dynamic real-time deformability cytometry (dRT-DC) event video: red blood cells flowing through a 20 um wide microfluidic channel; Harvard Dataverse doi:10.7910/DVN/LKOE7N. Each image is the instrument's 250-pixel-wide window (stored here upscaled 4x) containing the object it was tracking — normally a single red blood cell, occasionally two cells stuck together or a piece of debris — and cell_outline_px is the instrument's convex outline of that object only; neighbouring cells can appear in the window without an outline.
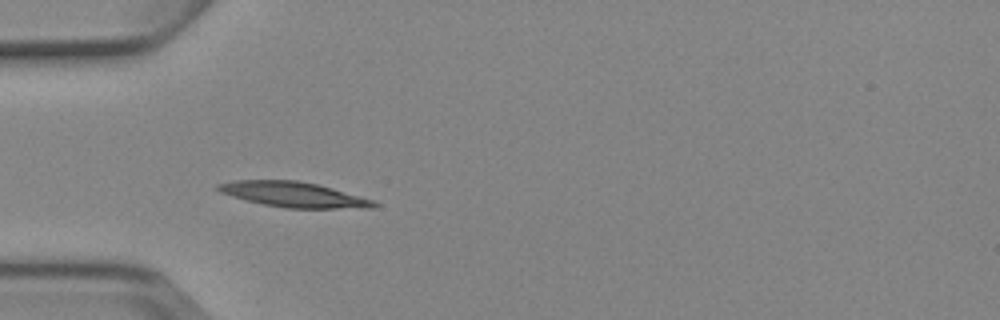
{"species": "Egyptian fruit bat (a non-hibernating species)", "species_latin": "Rousettus aegyptiacus", "temperature_condition": "cold", "stored_images_in_passage": 5, "camera_frame_rate_fps": 3000, "um_per_image_px": 0.085, "animal": {"sex": "female"}, "frame": {"image": 1, "passage_image": 4, "time_ms": 4.333, "image_size_px": [1000, 320], "cell_outline_px": [[380, 204], [376, 208], [284, 208], [244, 200], [220, 192], [216, 188], [216, 184], [236, 180], [296, 180], [316, 184], [332, 188], [376, 200]], "centroid_in_image_um": [25.0, 16.54], "position_along_channel_um": 60.0, "area_um2": 23.0}}
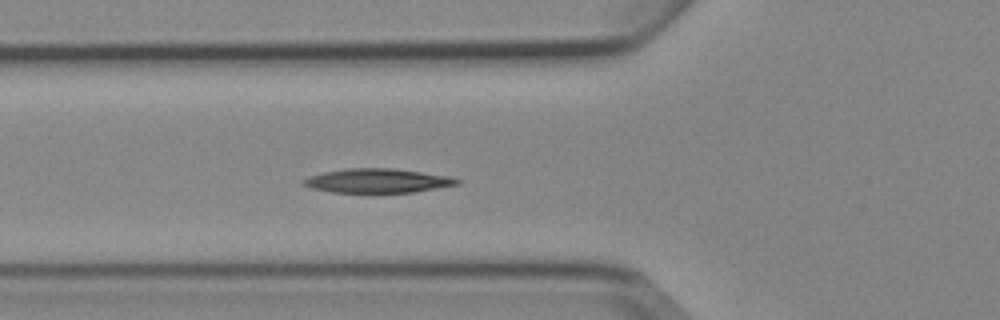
{"frame": {"image": 2, "passage_image": 5, "time_ms": 5.333, "image_size_px": [1000, 320], "cell_outline_px": [[464, 180], [460, 184], [412, 192], [332, 192], [312, 188], [300, 184], [300, 180], [308, 176], [324, 172], [348, 168], [392, 168], [448, 176]], "centroid_in_image_um": [32.06, 15.36], "position_along_channel_um": 93.7, "area_um2": 21.56}}